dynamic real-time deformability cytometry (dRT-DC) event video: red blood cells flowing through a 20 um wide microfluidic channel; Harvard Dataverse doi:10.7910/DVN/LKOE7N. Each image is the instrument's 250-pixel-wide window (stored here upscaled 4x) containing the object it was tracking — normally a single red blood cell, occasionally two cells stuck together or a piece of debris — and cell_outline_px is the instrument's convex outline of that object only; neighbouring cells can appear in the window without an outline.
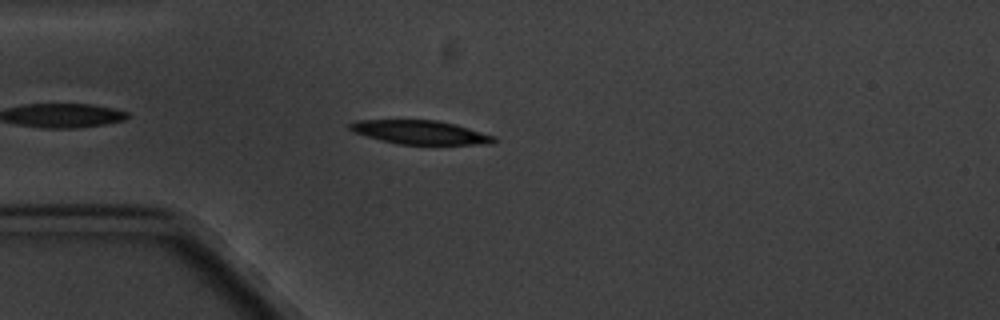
{"species": "common noctule bat (a hibernating species)", "species_latin": "Nyctalus noctula", "temperature_condition": "cold", "stored_images_in_passage": 3, "camera_frame_rate_fps": 3000, "um_per_image_px": 0.085, "animal": {"sex": "male", "body_mass_g": 20.1, "forearm_length_mm": 53.5}, "frame": {"image": 1, "passage_image": 2, "time_ms": 2.0, "image_size_px": [1000, 320], "cell_outline_px": [[496, 140], [492, 144], [400, 144], [380, 140], [356, 132], [348, 128], [348, 124], [356, 120], [436, 120], [456, 124], [492, 136]], "centroid_in_image_um": [35.69, 11.24], "position_along_channel_um": 49.3, "area_um2": 19.59}}